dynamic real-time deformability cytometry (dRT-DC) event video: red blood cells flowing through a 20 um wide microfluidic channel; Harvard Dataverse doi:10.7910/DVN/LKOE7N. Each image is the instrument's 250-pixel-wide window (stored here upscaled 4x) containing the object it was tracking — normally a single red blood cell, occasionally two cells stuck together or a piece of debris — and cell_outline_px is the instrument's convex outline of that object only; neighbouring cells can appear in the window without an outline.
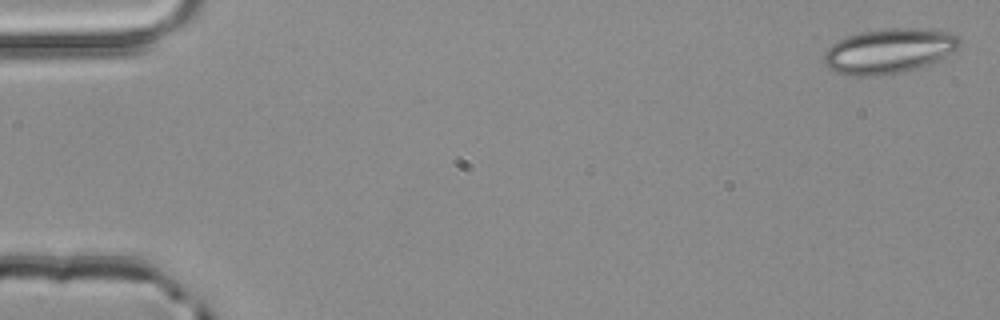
{"species": "common noctule bat (a hibernating species)", "species_latin": "Nyctalus noctula", "temperature_condition": "room temperature", "stored_images_in_passage": 4, "camera_frame_rate_fps": 3000, "um_per_image_px": 0.085, "animal": {"sex": "male", "body_mass_g": 20.4}, "frame": {"image": 1, "passage_image": 1, "time_ms": 0.0, "image_size_px": [1000, 320], "cell_outline_px": [[960, 48], [928, 64], [916, 68], [900, 72], [872, 76], [848, 76], [836, 72], [828, 68], [824, 64], [824, 52], [836, 40], [848, 36], [864, 32], [888, 28], [912, 28], [956, 32], [960, 36]], "centroid_in_image_um": [75.56, 4.33], "position_along_channel_um": 9.4, "area_um2": 35.49}}